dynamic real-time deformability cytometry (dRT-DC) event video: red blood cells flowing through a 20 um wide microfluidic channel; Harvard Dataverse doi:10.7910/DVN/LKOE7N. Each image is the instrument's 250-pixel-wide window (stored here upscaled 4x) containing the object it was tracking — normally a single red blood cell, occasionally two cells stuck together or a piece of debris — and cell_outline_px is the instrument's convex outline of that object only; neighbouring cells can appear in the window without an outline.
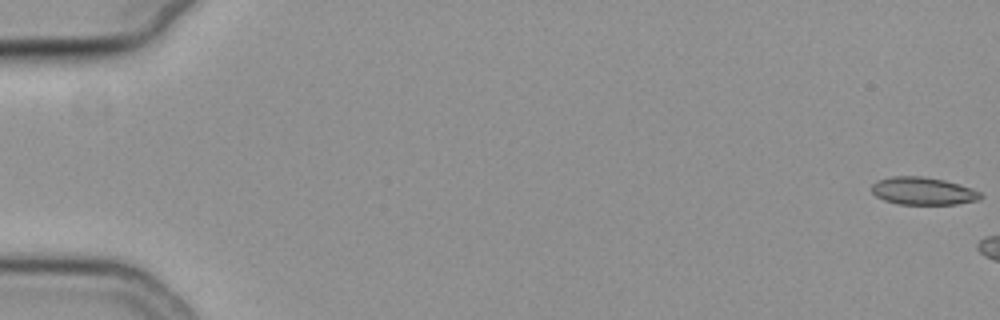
{"species": "common noctule bat (a hibernating species)", "species_latin": "Nyctalus noctula", "temperature_condition": "cold", "stored_images_in_passage": 7, "camera_frame_rate_fps": 3000, "um_per_image_px": 0.085, "animal": {"sex": "female", "body_mass_g": 19.3, "forearm_length_mm": 54.1}, "frame": {"image": 1, "passage_image": 1, "time_ms": 0.0, "image_size_px": [1000, 320], "cell_outline_px": [[984, 196], [980, 200], [956, 204], [896, 204], [884, 200], [876, 196], [872, 192], [872, 184], [876, 180], [892, 176], [920, 176], [944, 180], [972, 188], [980, 192]], "centroid_in_image_um": [78.46, 16.24], "position_along_channel_um": 6.5, "area_um2": 17.63}}